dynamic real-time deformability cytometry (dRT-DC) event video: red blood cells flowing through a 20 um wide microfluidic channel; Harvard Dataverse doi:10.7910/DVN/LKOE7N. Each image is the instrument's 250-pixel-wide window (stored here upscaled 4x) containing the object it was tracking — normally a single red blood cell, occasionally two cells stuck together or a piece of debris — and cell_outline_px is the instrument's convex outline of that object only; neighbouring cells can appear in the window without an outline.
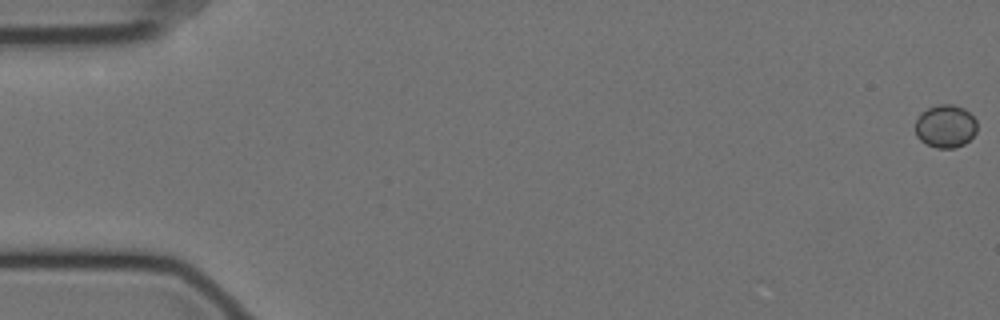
{"species": "Egyptian fruit bat (a non-hibernating species)", "species_latin": "Rousettus aegyptiacus", "temperature_condition": "cold", "stored_images_in_passage": 59, "camera_frame_rate_fps": 3000, "um_per_image_px": 0.085, "animal": {"sex": "female"}, "frame": {"image": 1, "passage_image": 1, "time_ms": 0.0, "image_size_px": [1000, 320], "cell_outline_px": [[976, 132], [964, 144], [956, 148], [936, 148], [920, 140], [916, 136], [916, 120], [920, 112], [936, 104], [952, 104], [964, 108], [976, 120]], "centroid_in_image_um": [80.35, 10.72], "position_along_channel_um": 4.6, "area_um2": 15.49}}
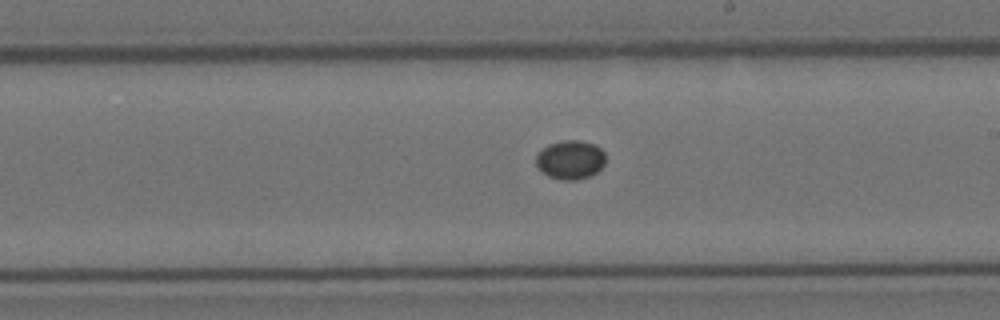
{"frame": {"image": 2, "passage_image": 34, "time_ms": 11.0, "image_size_px": [1000, 320], "cell_outline_px": [[604, 164], [596, 172], [588, 176], [576, 180], [560, 180], [548, 176], [536, 164], [536, 152], [548, 144], [564, 140], [580, 140], [596, 144], [604, 152]], "centroid_in_image_um": [48.46, 13.56], "position_along_channel_um": 240.5, "area_um2": 15.78}}
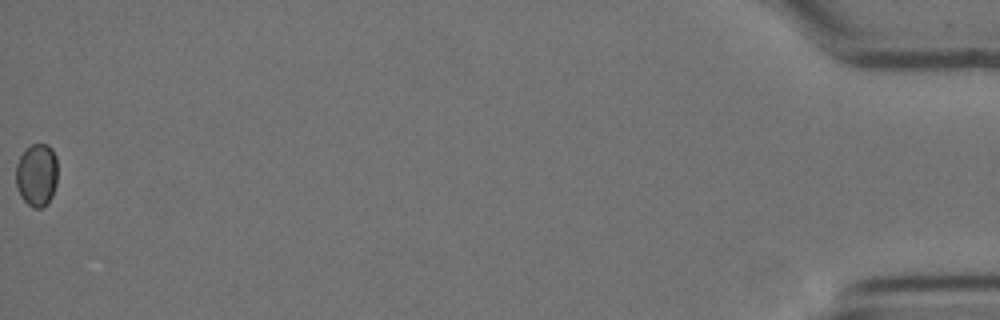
{"frame": {"image": 3, "passage_image": 59, "time_ms": 19.333, "image_size_px": [1000, 320], "cell_outline_px": [[56, 184], [52, 196], [40, 208], [32, 208], [20, 196], [16, 184], [16, 164], [24, 148], [32, 144], [48, 144], [52, 148], [56, 156]], "centroid_in_image_um": [3.1, 14.83], "position_along_channel_um": 432.1, "area_um2": 15.32}}